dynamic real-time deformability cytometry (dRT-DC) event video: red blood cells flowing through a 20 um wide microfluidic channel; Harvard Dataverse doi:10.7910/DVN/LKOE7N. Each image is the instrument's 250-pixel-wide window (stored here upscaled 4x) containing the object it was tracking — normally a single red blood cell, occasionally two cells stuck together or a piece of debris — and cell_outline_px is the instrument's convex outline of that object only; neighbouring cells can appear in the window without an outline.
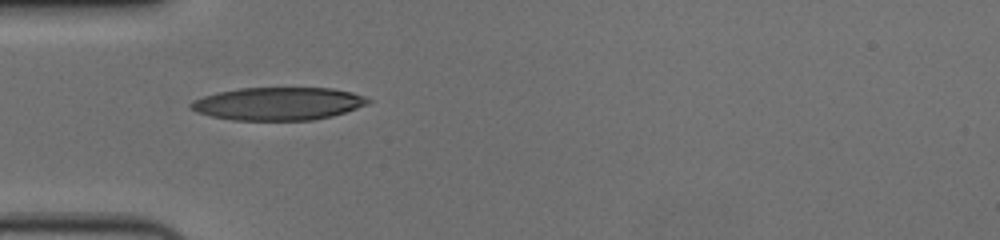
{"species": "human", "species_latin": "Homo sapiens", "temperature_condition": "cold", "stored_images_in_passage": 40, "camera_frame_rate_fps": 3000, "um_per_image_px": 0.085, "donor": {"sex": "female"}, "frame": {"image": 1, "passage_image": 1, "time_ms": 0.0, "image_size_px": [1000, 240], "cell_outline_px": [[372, 100], [368, 104], [332, 116], [312, 120], [232, 120], [212, 116], [196, 112], [188, 104], [192, 100], [216, 92], [240, 88], [332, 88], [352, 92], [364, 96]], "centroid_in_image_um": [23.64, 8.81], "position_along_channel_um": 61.4, "area_um2": 33.93}}
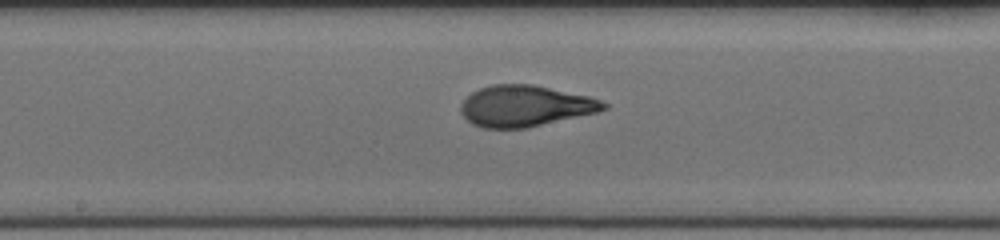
{"frame": {"image": 2, "passage_image": 13, "time_ms": 4.0, "image_size_px": [1000, 240], "cell_outline_px": [[608, 108], [596, 112], [528, 128], [484, 128], [472, 124], [460, 112], [460, 104], [472, 92], [480, 88], [492, 84], [532, 84], [588, 96], [600, 100], [608, 104]], "centroid_in_image_um": [44.62, 9.01], "position_along_channel_um": 203.6, "area_um2": 34.1}}
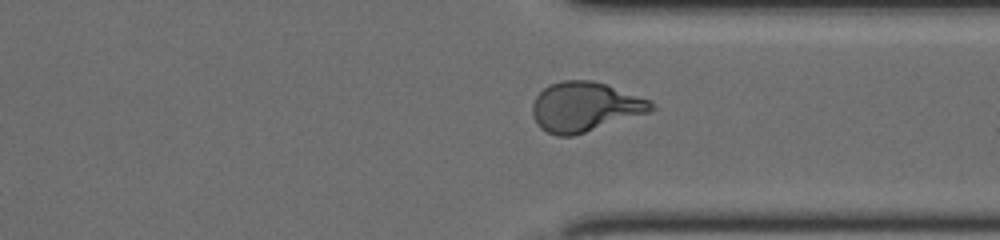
{"frame": {"image": 3, "passage_image": 26, "time_ms": 8.333, "image_size_px": [1000, 240], "cell_outline_px": [[656, 108], [652, 112], [572, 136], [556, 136], [540, 128], [536, 124], [532, 116], [532, 104], [536, 96], [544, 88], [560, 80], [592, 80], [652, 100]], "centroid_in_image_um": [49.73, 9.09], "position_along_channel_um": 361.7, "area_um2": 34.51}, "authors_computed_cell_mechanics": {"area_um2": 34.2176, "velocity_mm_per_s": 3.643, "shape_relaxation_time_tau1_ms": 6.0902, "shape_relaxation_time_tau2_ms": 0.9407, "deformation_change_tau1": 0.2319, "deformation_change_tau2": 0.0702}}